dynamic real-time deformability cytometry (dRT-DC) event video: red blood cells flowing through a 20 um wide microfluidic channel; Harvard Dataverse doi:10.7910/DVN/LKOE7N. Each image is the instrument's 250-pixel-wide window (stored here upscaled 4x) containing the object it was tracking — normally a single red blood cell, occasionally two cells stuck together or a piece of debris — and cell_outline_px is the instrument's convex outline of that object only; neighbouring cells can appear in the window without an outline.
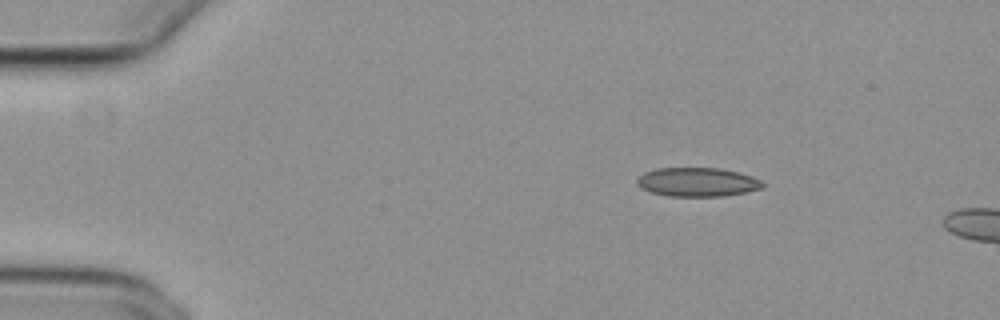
{"species": "common noctule bat (a hibernating species)", "species_latin": "Nyctalus noctula", "temperature_condition": "cold", "stored_images_in_passage": 5, "camera_frame_rate_fps": 3000, "um_per_image_px": 0.085, "animal": {"sex": "female", "body_mass_g": 29.2, "forearm_length_mm": 56.3}, "frame": {"image": 1, "passage_image": 1, "time_ms": 0.0, "image_size_px": [1000, 320], "cell_outline_px": [[764, 188], [744, 192], [720, 196], [668, 196], [652, 192], [636, 184], [636, 180], [644, 172], [656, 168], [720, 168], [740, 172], [752, 176], [760, 180], [764, 184]], "centroid_in_image_um": [59.29, 15.46], "position_along_channel_um": 25.7, "area_um2": 21.1}}